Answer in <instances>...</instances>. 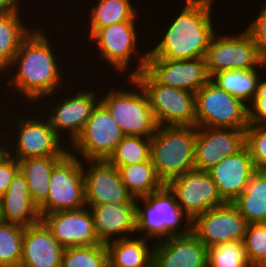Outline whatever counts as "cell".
Returning <instances> with one entry per match:
<instances>
[{"label":"cell","mask_w":266,"mask_h":267,"mask_svg":"<svg viewBox=\"0 0 266 267\" xmlns=\"http://www.w3.org/2000/svg\"><path fill=\"white\" fill-rule=\"evenodd\" d=\"M116 168L151 160V137L125 135L107 159Z\"/></svg>","instance_id":"32"},{"label":"cell","mask_w":266,"mask_h":267,"mask_svg":"<svg viewBox=\"0 0 266 267\" xmlns=\"http://www.w3.org/2000/svg\"><path fill=\"white\" fill-rule=\"evenodd\" d=\"M264 70L266 71V59L263 61Z\"/></svg>","instance_id":"42"},{"label":"cell","mask_w":266,"mask_h":267,"mask_svg":"<svg viewBox=\"0 0 266 267\" xmlns=\"http://www.w3.org/2000/svg\"><path fill=\"white\" fill-rule=\"evenodd\" d=\"M22 225L0 220V267H19L22 255Z\"/></svg>","instance_id":"33"},{"label":"cell","mask_w":266,"mask_h":267,"mask_svg":"<svg viewBox=\"0 0 266 267\" xmlns=\"http://www.w3.org/2000/svg\"><path fill=\"white\" fill-rule=\"evenodd\" d=\"M26 116H19L16 120L17 134L16 145L11 146L13 142L8 140V132L0 138V146L12 157L17 160L34 157H47V156H66L70 149L65 148L62 139L56 134L50 125L48 118L45 120L41 117L33 119ZM43 119V120H41ZM6 134V135H5ZM4 141V143H2ZM10 143H8V142ZM2 144V145H1ZM9 144V145H8ZM11 146L15 150H10ZM11 152V153H10Z\"/></svg>","instance_id":"10"},{"label":"cell","mask_w":266,"mask_h":267,"mask_svg":"<svg viewBox=\"0 0 266 267\" xmlns=\"http://www.w3.org/2000/svg\"><path fill=\"white\" fill-rule=\"evenodd\" d=\"M145 69L160 84L194 93L211 80L205 57L184 60L147 58Z\"/></svg>","instance_id":"17"},{"label":"cell","mask_w":266,"mask_h":267,"mask_svg":"<svg viewBox=\"0 0 266 267\" xmlns=\"http://www.w3.org/2000/svg\"><path fill=\"white\" fill-rule=\"evenodd\" d=\"M131 2V0H98L97 5L90 8L89 35L112 24L139 20L137 16L139 17L140 12Z\"/></svg>","instance_id":"30"},{"label":"cell","mask_w":266,"mask_h":267,"mask_svg":"<svg viewBox=\"0 0 266 267\" xmlns=\"http://www.w3.org/2000/svg\"><path fill=\"white\" fill-rule=\"evenodd\" d=\"M249 148L245 145L236 154L227 156L208 170L222 199L232 203L246 189L256 172Z\"/></svg>","instance_id":"22"},{"label":"cell","mask_w":266,"mask_h":267,"mask_svg":"<svg viewBox=\"0 0 266 267\" xmlns=\"http://www.w3.org/2000/svg\"><path fill=\"white\" fill-rule=\"evenodd\" d=\"M18 171V160L0 146V198L6 193Z\"/></svg>","instance_id":"40"},{"label":"cell","mask_w":266,"mask_h":267,"mask_svg":"<svg viewBox=\"0 0 266 267\" xmlns=\"http://www.w3.org/2000/svg\"><path fill=\"white\" fill-rule=\"evenodd\" d=\"M124 136L112 114L99 103L71 146L83 160H107Z\"/></svg>","instance_id":"12"},{"label":"cell","mask_w":266,"mask_h":267,"mask_svg":"<svg viewBox=\"0 0 266 267\" xmlns=\"http://www.w3.org/2000/svg\"><path fill=\"white\" fill-rule=\"evenodd\" d=\"M167 186L175 194L179 207L191 222L207 210L226 203L208 171L190 170L171 180Z\"/></svg>","instance_id":"13"},{"label":"cell","mask_w":266,"mask_h":267,"mask_svg":"<svg viewBox=\"0 0 266 267\" xmlns=\"http://www.w3.org/2000/svg\"><path fill=\"white\" fill-rule=\"evenodd\" d=\"M247 222L233 203H225L198 215L191 222V231L207 247L242 241Z\"/></svg>","instance_id":"14"},{"label":"cell","mask_w":266,"mask_h":267,"mask_svg":"<svg viewBox=\"0 0 266 267\" xmlns=\"http://www.w3.org/2000/svg\"><path fill=\"white\" fill-rule=\"evenodd\" d=\"M135 237V238H134ZM127 237L106 244L109 267H154L149 239Z\"/></svg>","instance_id":"25"},{"label":"cell","mask_w":266,"mask_h":267,"mask_svg":"<svg viewBox=\"0 0 266 267\" xmlns=\"http://www.w3.org/2000/svg\"><path fill=\"white\" fill-rule=\"evenodd\" d=\"M138 201L141 202V205L143 201L144 206L140 207ZM183 222L186 226L184 225L182 228ZM190 231L191 220L183 213L176 201L175 194L167 185L137 199V235L142 233L143 238L150 240L158 238L156 241H162L171 236L188 234Z\"/></svg>","instance_id":"4"},{"label":"cell","mask_w":266,"mask_h":267,"mask_svg":"<svg viewBox=\"0 0 266 267\" xmlns=\"http://www.w3.org/2000/svg\"><path fill=\"white\" fill-rule=\"evenodd\" d=\"M41 220L65 248L101 244L96 238L93 217L88 206L48 213Z\"/></svg>","instance_id":"19"},{"label":"cell","mask_w":266,"mask_h":267,"mask_svg":"<svg viewBox=\"0 0 266 267\" xmlns=\"http://www.w3.org/2000/svg\"><path fill=\"white\" fill-rule=\"evenodd\" d=\"M196 126H158L151 136V160L161 181L195 169Z\"/></svg>","instance_id":"3"},{"label":"cell","mask_w":266,"mask_h":267,"mask_svg":"<svg viewBox=\"0 0 266 267\" xmlns=\"http://www.w3.org/2000/svg\"><path fill=\"white\" fill-rule=\"evenodd\" d=\"M64 157L47 156L18 160L19 170L27 180L31 199L38 207L47 199L52 171Z\"/></svg>","instance_id":"26"},{"label":"cell","mask_w":266,"mask_h":267,"mask_svg":"<svg viewBox=\"0 0 266 267\" xmlns=\"http://www.w3.org/2000/svg\"><path fill=\"white\" fill-rule=\"evenodd\" d=\"M245 130L196 127L195 169L208 171L227 156L236 154L245 146Z\"/></svg>","instance_id":"16"},{"label":"cell","mask_w":266,"mask_h":267,"mask_svg":"<svg viewBox=\"0 0 266 267\" xmlns=\"http://www.w3.org/2000/svg\"><path fill=\"white\" fill-rule=\"evenodd\" d=\"M61 267H109L105 244L65 248Z\"/></svg>","instance_id":"34"},{"label":"cell","mask_w":266,"mask_h":267,"mask_svg":"<svg viewBox=\"0 0 266 267\" xmlns=\"http://www.w3.org/2000/svg\"><path fill=\"white\" fill-rule=\"evenodd\" d=\"M138 21H125L117 24H112L108 27H103L96 30L89 39L97 45L99 51V59L107 61L108 66L121 73L129 70L131 62L137 55L138 63L133 71L129 73L128 77H134L146 67L147 53L140 55L136 49L138 44L139 34L136 31V23ZM136 25V26H135ZM135 53V54H134ZM139 54V55H138Z\"/></svg>","instance_id":"7"},{"label":"cell","mask_w":266,"mask_h":267,"mask_svg":"<svg viewBox=\"0 0 266 267\" xmlns=\"http://www.w3.org/2000/svg\"><path fill=\"white\" fill-rule=\"evenodd\" d=\"M64 250L41 220L25 227L19 267H61Z\"/></svg>","instance_id":"23"},{"label":"cell","mask_w":266,"mask_h":267,"mask_svg":"<svg viewBox=\"0 0 266 267\" xmlns=\"http://www.w3.org/2000/svg\"><path fill=\"white\" fill-rule=\"evenodd\" d=\"M208 248L190 231L154 243V267H207Z\"/></svg>","instance_id":"21"},{"label":"cell","mask_w":266,"mask_h":267,"mask_svg":"<svg viewBox=\"0 0 266 267\" xmlns=\"http://www.w3.org/2000/svg\"><path fill=\"white\" fill-rule=\"evenodd\" d=\"M21 16L20 12L0 14V73L2 75L12 64L22 41L32 32L31 28L25 27L26 24L22 22Z\"/></svg>","instance_id":"28"},{"label":"cell","mask_w":266,"mask_h":267,"mask_svg":"<svg viewBox=\"0 0 266 267\" xmlns=\"http://www.w3.org/2000/svg\"><path fill=\"white\" fill-rule=\"evenodd\" d=\"M196 127L246 129L248 106L211 80L195 93Z\"/></svg>","instance_id":"8"},{"label":"cell","mask_w":266,"mask_h":267,"mask_svg":"<svg viewBox=\"0 0 266 267\" xmlns=\"http://www.w3.org/2000/svg\"><path fill=\"white\" fill-rule=\"evenodd\" d=\"M88 208L92 213L96 238L101 244L136 234L137 201L112 202Z\"/></svg>","instance_id":"20"},{"label":"cell","mask_w":266,"mask_h":267,"mask_svg":"<svg viewBox=\"0 0 266 267\" xmlns=\"http://www.w3.org/2000/svg\"><path fill=\"white\" fill-rule=\"evenodd\" d=\"M251 267L266 265V223H249L243 239Z\"/></svg>","instance_id":"36"},{"label":"cell","mask_w":266,"mask_h":267,"mask_svg":"<svg viewBox=\"0 0 266 267\" xmlns=\"http://www.w3.org/2000/svg\"><path fill=\"white\" fill-rule=\"evenodd\" d=\"M20 3L22 0H0V14L20 12Z\"/></svg>","instance_id":"41"},{"label":"cell","mask_w":266,"mask_h":267,"mask_svg":"<svg viewBox=\"0 0 266 267\" xmlns=\"http://www.w3.org/2000/svg\"><path fill=\"white\" fill-rule=\"evenodd\" d=\"M72 96V97H71ZM100 103L99 95L93 90L89 91L85 89L76 92L63 100L58 101L55 107L51 108V114L48 117L51 127L56 134L64 139L66 131L70 139L69 145L73 144L74 141L83 132L88 119L92 115L93 110ZM64 132V133H63ZM61 133V134H60Z\"/></svg>","instance_id":"18"},{"label":"cell","mask_w":266,"mask_h":267,"mask_svg":"<svg viewBox=\"0 0 266 267\" xmlns=\"http://www.w3.org/2000/svg\"><path fill=\"white\" fill-rule=\"evenodd\" d=\"M249 223H266V171H256L244 192L233 202Z\"/></svg>","instance_id":"27"},{"label":"cell","mask_w":266,"mask_h":267,"mask_svg":"<svg viewBox=\"0 0 266 267\" xmlns=\"http://www.w3.org/2000/svg\"><path fill=\"white\" fill-rule=\"evenodd\" d=\"M214 0H186L180 14L175 16L158 45L147 58L184 60L205 57L211 40L217 34L212 22Z\"/></svg>","instance_id":"2"},{"label":"cell","mask_w":266,"mask_h":267,"mask_svg":"<svg viewBox=\"0 0 266 267\" xmlns=\"http://www.w3.org/2000/svg\"><path fill=\"white\" fill-rule=\"evenodd\" d=\"M205 60L210 77L219 71L264 68L254 41L245 30L238 35L215 34Z\"/></svg>","instance_id":"11"},{"label":"cell","mask_w":266,"mask_h":267,"mask_svg":"<svg viewBox=\"0 0 266 267\" xmlns=\"http://www.w3.org/2000/svg\"><path fill=\"white\" fill-rule=\"evenodd\" d=\"M128 78L129 84L133 85L131 88L135 87L137 91L110 88L104 97L100 96V103L112 114L125 135L151 137L158 124L149 98L134 77Z\"/></svg>","instance_id":"5"},{"label":"cell","mask_w":266,"mask_h":267,"mask_svg":"<svg viewBox=\"0 0 266 267\" xmlns=\"http://www.w3.org/2000/svg\"><path fill=\"white\" fill-rule=\"evenodd\" d=\"M158 126H195V93L160 84L146 69L136 74Z\"/></svg>","instance_id":"6"},{"label":"cell","mask_w":266,"mask_h":267,"mask_svg":"<svg viewBox=\"0 0 266 267\" xmlns=\"http://www.w3.org/2000/svg\"><path fill=\"white\" fill-rule=\"evenodd\" d=\"M258 16L249 23L245 31L254 41L262 61L266 59V4Z\"/></svg>","instance_id":"38"},{"label":"cell","mask_w":266,"mask_h":267,"mask_svg":"<svg viewBox=\"0 0 266 267\" xmlns=\"http://www.w3.org/2000/svg\"><path fill=\"white\" fill-rule=\"evenodd\" d=\"M249 124H266V78L260 79L252 103L248 106Z\"/></svg>","instance_id":"39"},{"label":"cell","mask_w":266,"mask_h":267,"mask_svg":"<svg viewBox=\"0 0 266 267\" xmlns=\"http://www.w3.org/2000/svg\"><path fill=\"white\" fill-rule=\"evenodd\" d=\"M207 267H251L243 240L209 247Z\"/></svg>","instance_id":"35"},{"label":"cell","mask_w":266,"mask_h":267,"mask_svg":"<svg viewBox=\"0 0 266 267\" xmlns=\"http://www.w3.org/2000/svg\"><path fill=\"white\" fill-rule=\"evenodd\" d=\"M80 159V160H79ZM81 158L70 151L53 169L47 199L38 207L41 218L57 211L86 206Z\"/></svg>","instance_id":"9"},{"label":"cell","mask_w":266,"mask_h":267,"mask_svg":"<svg viewBox=\"0 0 266 267\" xmlns=\"http://www.w3.org/2000/svg\"><path fill=\"white\" fill-rule=\"evenodd\" d=\"M83 162L86 165V167L83 165L86 206L137 201L138 198L133 197L122 182L118 168L108 160H83Z\"/></svg>","instance_id":"15"},{"label":"cell","mask_w":266,"mask_h":267,"mask_svg":"<svg viewBox=\"0 0 266 267\" xmlns=\"http://www.w3.org/2000/svg\"><path fill=\"white\" fill-rule=\"evenodd\" d=\"M49 41L41 27L32 29L22 41L12 64L4 72V76L10 77V85H6L22 94L23 99L30 103L44 97L49 100L64 84L63 70L58 67L60 63L59 60L57 62V53L53 51L52 42Z\"/></svg>","instance_id":"1"},{"label":"cell","mask_w":266,"mask_h":267,"mask_svg":"<svg viewBox=\"0 0 266 267\" xmlns=\"http://www.w3.org/2000/svg\"><path fill=\"white\" fill-rule=\"evenodd\" d=\"M0 220L24 227L41 221L39 208L32 201L27 180L20 170L0 198Z\"/></svg>","instance_id":"24"},{"label":"cell","mask_w":266,"mask_h":267,"mask_svg":"<svg viewBox=\"0 0 266 267\" xmlns=\"http://www.w3.org/2000/svg\"><path fill=\"white\" fill-rule=\"evenodd\" d=\"M259 69L263 70L264 68L219 71L211 77V81L220 89L225 90L249 106L254 99L261 78L259 77Z\"/></svg>","instance_id":"29"},{"label":"cell","mask_w":266,"mask_h":267,"mask_svg":"<svg viewBox=\"0 0 266 267\" xmlns=\"http://www.w3.org/2000/svg\"><path fill=\"white\" fill-rule=\"evenodd\" d=\"M118 170L122 182L136 198L154 193L165 185L158 177L152 161L121 166Z\"/></svg>","instance_id":"31"},{"label":"cell","mask_w":266,"mask_h":267,"mask_svg":"<svg viewBox=\"0 0 266 267\" xmlns=\"http://www.w3.org/2000/svg\"><path fill=\"white\" fill-rule=\"evenodd\" d=\"M245 145L258 171H266V124H249L245 130Z\"/></svg>","instance_id":"37"}]
</instances>
